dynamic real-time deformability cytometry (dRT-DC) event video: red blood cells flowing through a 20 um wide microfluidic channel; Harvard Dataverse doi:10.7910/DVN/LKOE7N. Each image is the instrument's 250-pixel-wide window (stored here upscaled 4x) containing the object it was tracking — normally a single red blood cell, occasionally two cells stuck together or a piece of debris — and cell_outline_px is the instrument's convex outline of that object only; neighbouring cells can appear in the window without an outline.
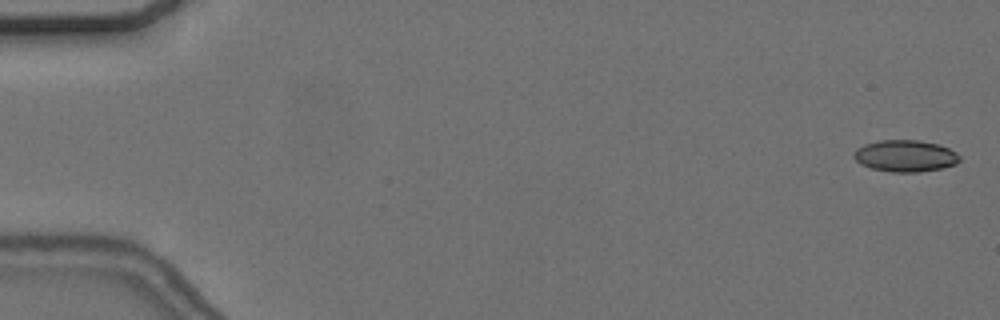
{"species": "common noctule bat (a hibernating species)", "species_latin": "Nyctalus noctula", "temperature_condition": "cold", "stored_images_in_passage": 56, "camera_frame_rate_fps": 3000, "um_per_image_px": 0.085, "animal": {"sex": "female", "body_mass_g": 24.6, "forearm_length_mm": 56.2}, "frame": {"image": 1, "passage_image": 1, "time_ms": 0.0, "image_size_px": [1000, 320], "cell_outline_px": [[960, 160], [956, 164], [944, 168], [916, 172], [892, 172], [872, 168], [860, 164], [852, 156], [852, 152], [856, 148], [864, 144], [880, 140], [920, 140], [940, 144], [956, 152], [960, 156]], "centroid_in_image_um": [76.94, 13.24], "position_along_channel_um": 8.1, "area_um2": 19.77}}
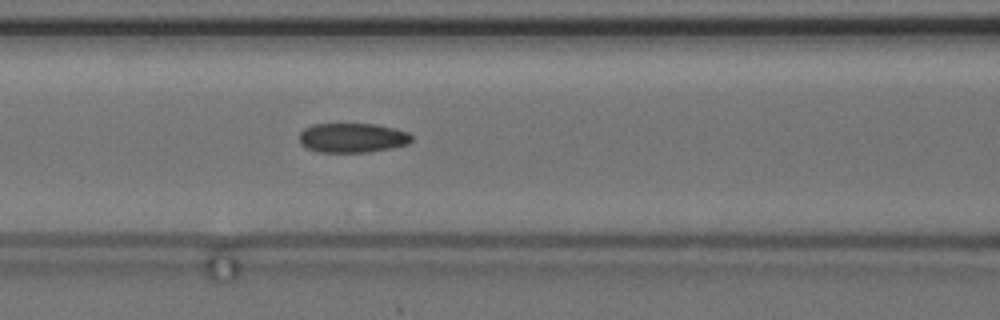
{"frame": {"image": 2, "passage_image": 24, "time_ms": 7.667, "image_size_px": [1000, 320], "cell_outline_px": [[412, 140], [408, 144], [368, 152], [316, 152], [304, 148], [300, 144], [300, 132], [304, 128], [312, 124], [376, 124], [396, 128], [408, 132], [412, 136]], "centroid_in_image_um": [29.92, 11.71], "position_along_channel_um": 136.7, "area_um2": 19.48}}
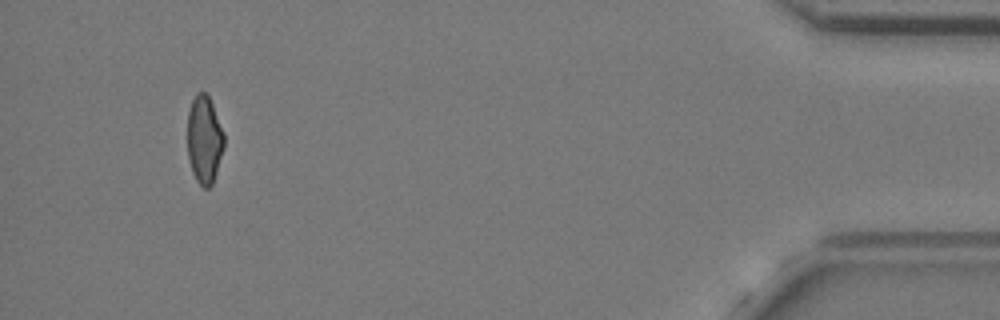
{"frame": {"image": 3, "passage_image": 53, "time_ms": 17.333, "image_size_px": [1000, 320], "cell_outline_px": [[224, 148], [212, 184], [208, 188], [204, 188], [196, 180], [192, 172], [188, 156], [188, 112], [192, 100], [196, 92], [204, 92], [208, 96], [212, 104], [224, 132]], "centroid_in_image_um": [17.37, 11.86], "position_along_channel_um": 417.8, "area_um2": 18.67}, "authors_computed_cell_mechanics": {"area_um2": 19.7676, "velocity_mm_per_s": 3.6503, "shape_relaxation_time_tau1_ms": 10.073, "shape_relaxation_time_tau2_ms": 2.8994, "deformation_change_tau1": 0.1681, "deformation_change_tau2": 0.1012}}